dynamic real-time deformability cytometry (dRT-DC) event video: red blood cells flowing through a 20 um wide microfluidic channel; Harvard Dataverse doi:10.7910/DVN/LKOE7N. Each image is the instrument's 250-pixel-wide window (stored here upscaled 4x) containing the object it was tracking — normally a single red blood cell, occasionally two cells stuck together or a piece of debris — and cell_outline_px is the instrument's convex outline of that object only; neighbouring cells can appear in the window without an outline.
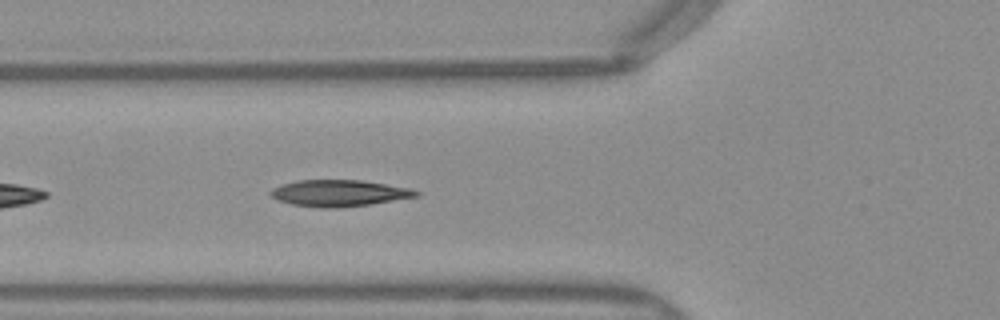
{"species": "Egyptian fruit bat (a non-hibernating species)", "species_latin": "Rousettus aegyptiacus", "temperature_condition": "warm", "stored_images_in_passage": 15, "camera_frame_rate_fps": 3000, "um_per_image_px": 0.085, "frame": {"image": 1, "passage_image": 5, "time_ms": 1.333, "image_size_px": [1000, 320], "cell_outline_px": [[420, 196], [372, 204], [336, 208], [320, 208], [292, 204], [276, 200], [268, 192], [272, 188], [296, 180], [360, 180], [412, 188], [420, 192]], "centroid_in_image_um": [28.84, 16.42], "position_along_channel_um": 97.0, "area_um2": 22.6}}
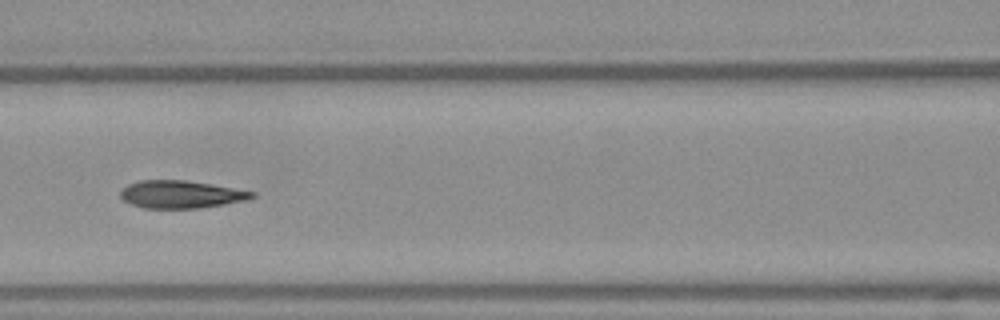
{"frame": {"image": 2, "passage_image": 9, "time_ms": 2.667, "image_size_px": [1000, 320], "cell_outline_px": [[256, 196], [244, 200], [224, 204], [200, 208], [144, 208], [132, 204], [124, 200], [120, 196], [120, 192], [128, 184], [140, 180], [184, 180], [256, 192]], "centroid_in_image_um": [15.36, 16.52], "position_along_channel_um": 151.2, "area_um2": 20.87}}